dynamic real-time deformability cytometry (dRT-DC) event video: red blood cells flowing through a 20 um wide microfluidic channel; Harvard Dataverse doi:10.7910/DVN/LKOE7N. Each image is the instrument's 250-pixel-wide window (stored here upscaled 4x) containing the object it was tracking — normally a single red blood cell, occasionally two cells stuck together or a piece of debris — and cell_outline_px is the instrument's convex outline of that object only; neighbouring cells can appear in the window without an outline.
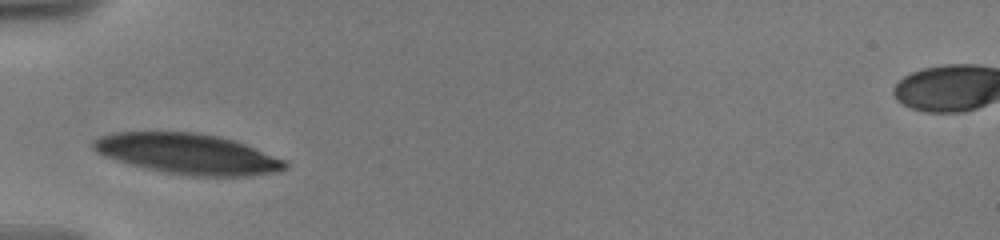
{"species": "human", "species_latin": "Homo sapiens", "temperature_condition": "warm", "stored_images_in_passage": 6, "camera_frame_rate_fps": 3000, "um_per_image_px": 0.085, "donor": {"sex": "male"}, "frame": {"image": 1, "passage_image": 1, "time_ms": 0.0, "image_size_px": [1000, 240], "cell_outline_px": [[288, 168], [272, 172], [248, 176], [196, 176], [168, 172], [148, 168], [116, 160], [104, 156], [96, 152], [92, 148], [92, 140], [100, 136], [112, 132], [196, 132], [220, 136], [244, 144], [288, 160]], "centroid_in_image_um": [15.96, 13.06], "position_along_channel_um": 69.0, "area_um2": 45.03}}
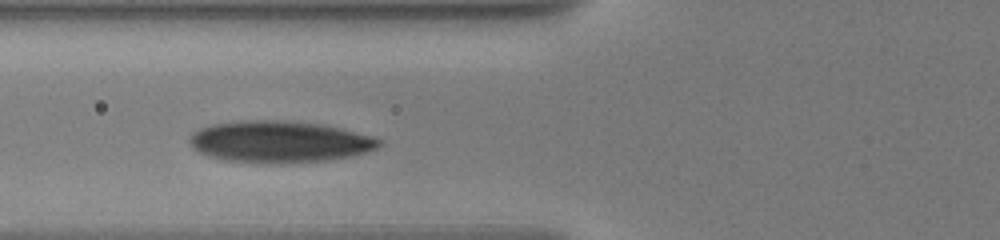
{"frame": {"image": 2, "passage_image": 3, "time_ms": 1.0, "image_size_px": [1000, 240], "cell_outline_px": [[380, 144], [376, 148], [352, 156], [328, 160], [280, 164], [268, 164], [224, 160], [208, 156], [192, 148], [188, 140], [192, 132], [200, 128], [212, 124], [248, 120], [280, 120], [324, 124], [372, 136], [380, 140]], "centroid_in_image_um": [23.71, 12.05], "position_along_channel_um": 102.1, "area_um2": 46.18}}
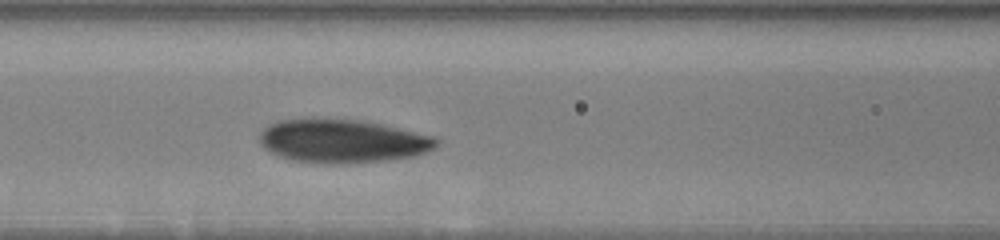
{"frame": {"image": 3, "passage_image": 6, "time_ms": 2.0, "image_size_px": [1000, 240], "cell_outline_px": [[440, 140], [432, 148], [416, 156], [388, 160], [344, 164], [328, 164], [292, 160], [280, 156], [264, 148], [260, 144], [260, 132], [264, 128], [280, 120], [308, 116], [312, 116], [364, 120], [436, 136]], "centroid_in_image_um": [29.09, 11.96], "position_along_channel_um": 137.5, "area_um2": 45.72}}